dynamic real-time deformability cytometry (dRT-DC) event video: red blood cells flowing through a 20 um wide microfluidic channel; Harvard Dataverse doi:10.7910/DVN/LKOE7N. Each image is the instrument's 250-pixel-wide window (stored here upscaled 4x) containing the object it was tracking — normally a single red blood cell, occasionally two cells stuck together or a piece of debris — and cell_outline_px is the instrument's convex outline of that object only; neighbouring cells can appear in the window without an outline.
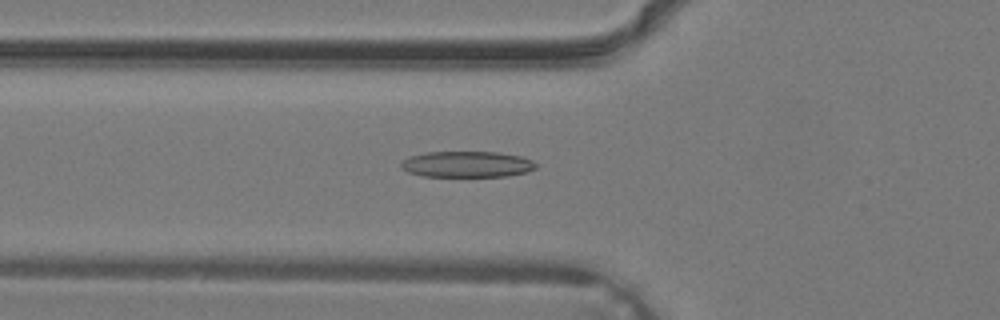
{"species": "common noctule bat (a hibernating species)", "species_latin": "Nyctalus noctula", "temperature_condition": "warm", "stored_images_in_passage": 26, "camera_frame_rate_fps": 3000, "um_per_image_px": 0.085, "animal": {"sex": "male", "body_mass_g": 19.2, "forearm_length_mm": 51.8}, "frame": {"image": 1, "passage_image": 5, "time_ms": 1.333, "image_size_px": [1000, 320], "cell_outline_px": [[536, 168], [528, 172], [508, 176], [424, 176], [408, 172], [400, 168], [400, 160], [408, 156], [428, 152], [496, 152], [520, 156], [532, 160], [536, 164]], "centroid_in_image_um": [39.66, 13.96], "position_along_channel_um": 86.1, "area_um2": 20.58}}
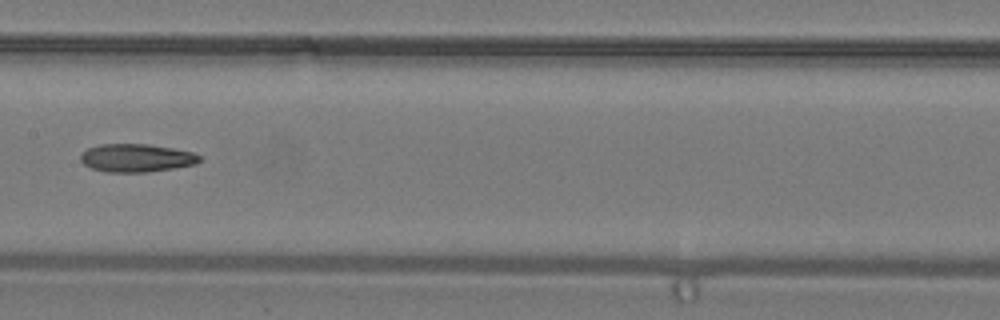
{"frame": {"image": 2, "passage_image": 11, "time_ms": 3.333, "image_size_px": [1000, 320], "cell_outline_px": [[200, 160], [196, 164], [148, 172], [104, 172], [92, 168], [84, 164], [80, 160], [80, 156], [88, 148], [100, 144], [148, 144], [172, 148], [192, 152], [200, 156]], "centroid_in_image_um": [11.58, 13.42], "position_along_channel_um": 195.8, "area_um2": 19.36}}
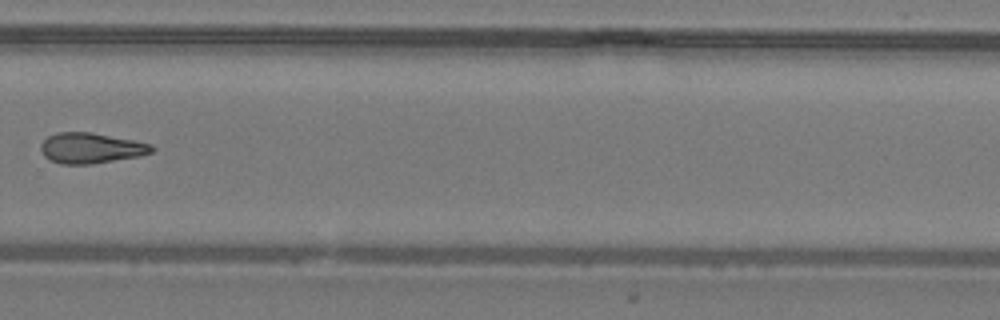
{"frame": {"image": 3, "passage_image": 18, "time_ms": 5.667, "image_size_px": [1000, 320], "cell_outline_px": [[156, 148], [152, 152], [140, 156], [92, 164], [60, 164], [48, 160], [44, 156], [40, 148], [40, 144], [48, 136], [56, 132], [88, 132], [132, 140], [152, 144]], "centroid_in_image_um": [7.71, 12.6], "position_along_channel_um": 322.1, "area_um2": 19.77}}